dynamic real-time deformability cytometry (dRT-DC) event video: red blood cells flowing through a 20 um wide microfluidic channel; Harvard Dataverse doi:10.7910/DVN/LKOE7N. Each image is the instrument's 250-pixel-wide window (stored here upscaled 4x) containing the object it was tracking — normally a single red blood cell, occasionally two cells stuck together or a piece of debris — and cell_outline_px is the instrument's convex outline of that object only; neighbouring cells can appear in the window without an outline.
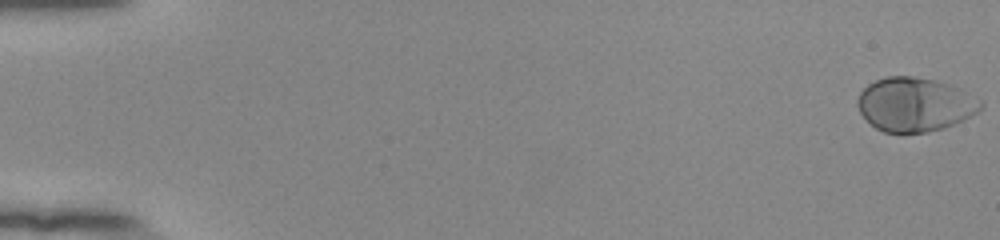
{"species": "human", "species_latin": "Homo sapiens", "temperature_condition": "room temperature", "stored_images_in_passage": 55, "camera_frame_rate_fps": 3000, "um_per_image_px": 0.085, "donor": {"sex": "female"}, "frame": {"image": 1, "passage_image": 1, "time_ms": 0.0, "image_size_px": [1000, 240], "cell_outline_px": [[984, 104], [976, 112], [944, 128], [928, 132], [884, 132], [876, 128], [860, 112], [856, 104], [856, 100], [860, 92], [868, 84], [884, 76], [912, 76], [936, 80], [960, 88]], "centroid_in_image_um": [77.71, 8.86], "position_along_channel_um": 7.3, "area_um2": 38.26}}
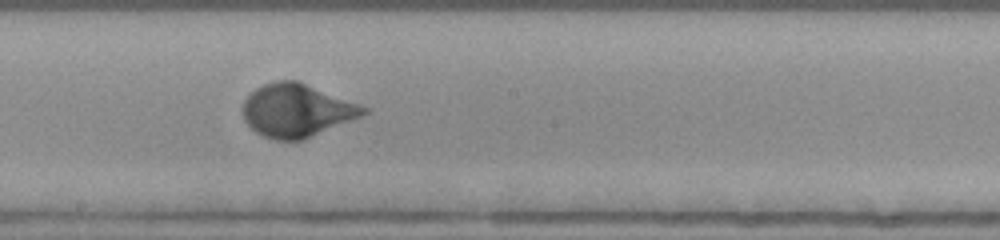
{"frame": {"image": 2, "passage_image": 32, "time_ms": 10.333, "image_size_px": [1000, 240], "cell_outline_px": [[368, 112], [360, 116], [304, 140], [272, 140], [256, 132], [244, 120], [240, 108], [244, 100], [256, 88], [264, 84], [276, 80], [296, 80], [368, 108]], "centroid_in_image_um": [25.15, 9.4], "position_along_channel_um": 223.0, "area_um2": 36.99}}
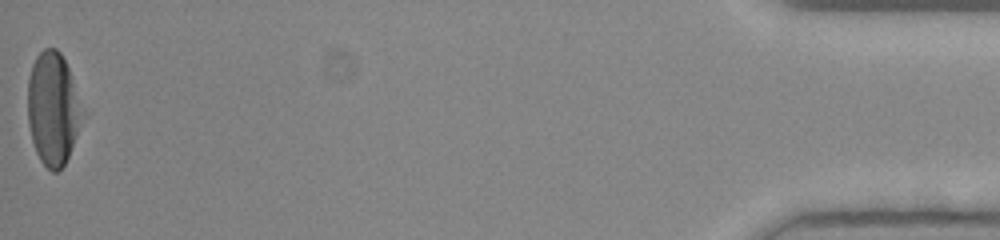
{"frame": {"image": 3, "passage_image": 55, "time_ms": 18.0, "image_size_px": [1000, 240], "cell_outline_px": [[76, 132], [68, 156], [64, 164], [56, 172], [52, 172], [40, 160], [36, 152], [32, 140], [28, 124], [28, 80], [32, 64], [36, 56], [44, 48], [56, 48], [60, 52], [68, 68], [72, 84], [76, 128]], "centroid_in_image_um": [4.35, 9.23], "position_along_channel_um": 430.8, "area_um2": 33.41}, "authors_computed_cell_mechanics": {"area_um2": 36.2406, "velocity_mm_per_s": 3.871, "shape_relaxation_time_tau1_ms": 2.5599, "shape_relaxation_time_tau2_ms": null, "deformation_change_tau1": 0.195, "deformation_change_tau2": null}}